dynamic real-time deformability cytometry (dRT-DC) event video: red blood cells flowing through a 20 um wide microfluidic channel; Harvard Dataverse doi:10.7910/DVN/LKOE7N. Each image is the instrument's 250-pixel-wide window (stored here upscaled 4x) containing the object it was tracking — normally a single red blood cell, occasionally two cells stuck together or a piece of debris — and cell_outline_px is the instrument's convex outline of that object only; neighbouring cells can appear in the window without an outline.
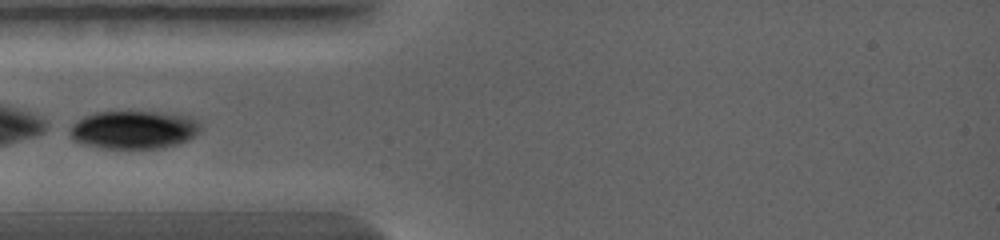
{"species": "common noctule bat (a hibernating species)", "species_latin": "Nyctalus noctula", "temperature_condition": "warm", "stored_images_in_passage": 4, "camera_frame_rate_fps": 5000, "um_per_image_px": 0.085, "animal": {"sex": "female", "body_mass_g": 19.0, "forearm_length_mm": 56.7}, "frame": {"image": 1, "passage_image": 1, "time_ms": 0.0, "image_size_px": [1000, 240], "cell_outline_px": [[204, 128], [188, 140], [164, 148], [104, 148], [72, 140], [68, 132], [68, 128], [76, 120], [92, 112], [176, 112], [192, 116]], "centroid_in_image_um": [11.41, 11.0], "position_along_channel_um": 73.6, "area_um2": 29.54}}